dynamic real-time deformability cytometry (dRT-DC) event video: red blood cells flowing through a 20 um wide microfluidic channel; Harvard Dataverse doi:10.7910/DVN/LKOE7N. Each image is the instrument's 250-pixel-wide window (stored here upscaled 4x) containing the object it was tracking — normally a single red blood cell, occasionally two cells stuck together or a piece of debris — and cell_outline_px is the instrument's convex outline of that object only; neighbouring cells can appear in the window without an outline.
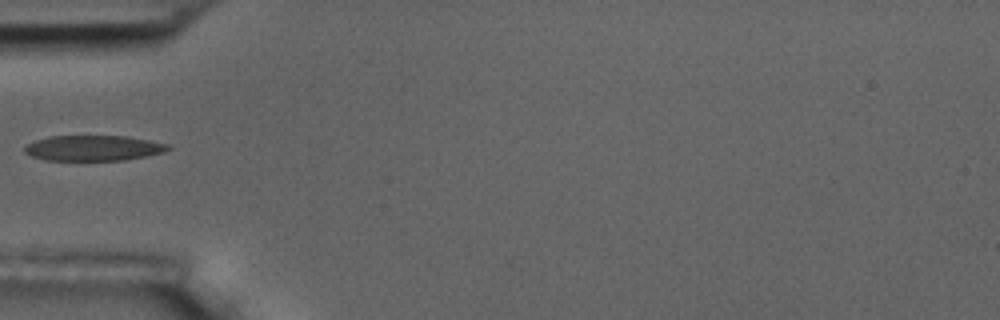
{"species": "common noctule bat (a hibernating species)", "species_latin": "Nyctalus noctula", "temperature_condition": "room temperature", "stored_images_in_passage": 2, "camera_frame_rate_fps": 3000, "um_per_image_px": 0.085, "animal": {"sex": "male", "body_mass_g": 17.5, "forearm_length_mm": 52.3}, "frame": {"image": 1, "passage_image": 1, "time_ms": 0.0, "image_size_px": [1000, 320], "cell_outline_px": [[172, 148], [164, 152], [124, 160], [44, 160], [32, 156], [24, 152], [24, 148], [28, 144], [36, 140], [48, 136], [128, 136], [168, 144]], "centroid_in_image_um": [7.93, 12.58], "position_along_channel_um": 77.1, "area_um2": 21.15}}